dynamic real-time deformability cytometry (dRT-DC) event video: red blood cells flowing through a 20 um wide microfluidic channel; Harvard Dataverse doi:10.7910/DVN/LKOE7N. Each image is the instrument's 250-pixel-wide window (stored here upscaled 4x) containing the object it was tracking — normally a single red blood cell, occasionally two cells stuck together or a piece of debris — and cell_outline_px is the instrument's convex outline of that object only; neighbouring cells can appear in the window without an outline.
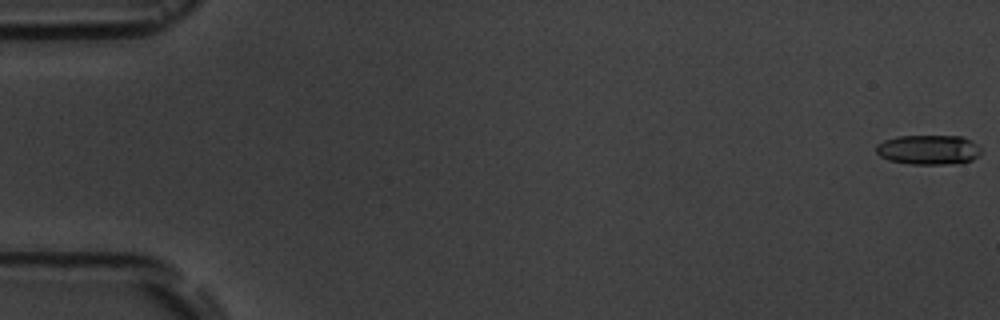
{"species": "common noctule bat (a hibernating species)", "species_latin": "Nyctalus noctula", "temperature_condition": "room temperature", "stored_images_in_passage": 7, "camera_frame_rate_fps": 3000, "um_per_image_px": 0.085, "animal": {"sex": "male", "body_mass_g": 19.5, "forearm_length_mm": 54.6}, "frame": {"image": 1, "passage_image": 1, "time_ms": 0.0, "image_size_px": [1000, 320], "cell_outline_px": [[980, 152], [972, 160], [944, 164], [908, 164], [888, 160], [880, 156], [876, 152], [876, 144], [884, 140], [896, 136], [960, 136], [972, 140], [980, 148]], "centroid_in_image_um": [78.87, 12.72], "position_along_channel_um": 6.1, "area_um2": 18.09}}
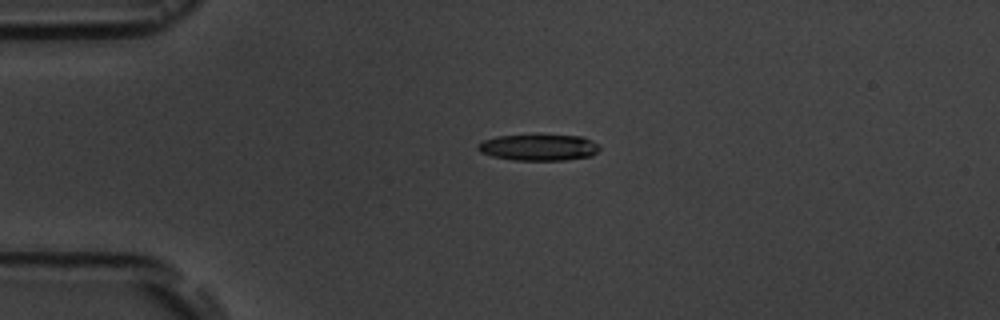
{"frame": {"image": 2, "passage_image": 5, "time_ms": 4.333, "image_size_px": [1000, 320], "cell_outline_px": [[600, 148], [592, 156], [564, 160], [516, 160], [492, 156], [480, 152], [476, 148], [476, 144], [484, 140], [496, 136], [584, 136], [600, 144]], "centroid_in_image_um": [45.8, 12.54], "position_along_channel_um": 39.2, "area_um2": 18.5}}
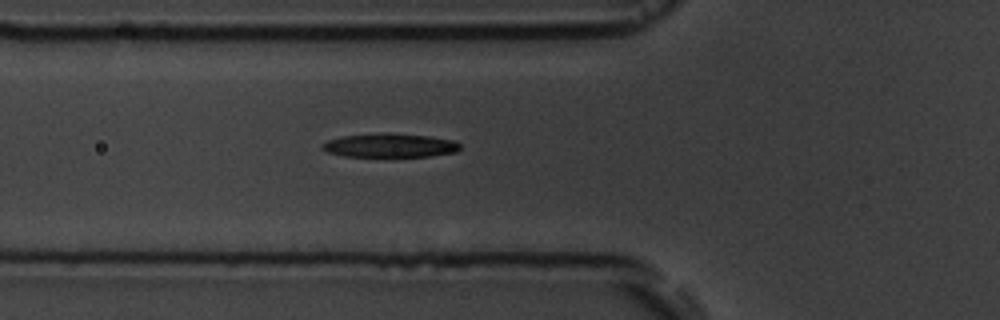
{"frame": {"image": 3, "passage_image": 7, "time_ms": 6.667, "image_size_px": [1000, 320], "cell_outline_px": [[460, 148], [456, 152], [432, 156], [344, 156], [328, 152], [320, 148], [328, 140], [340, 136], [428, 136], [456, 140], [460, 144]], "centroid_in_image_um": [33.2, 12.41], "position_along_channel_um": 92.6, "area_um2": 17.92}}